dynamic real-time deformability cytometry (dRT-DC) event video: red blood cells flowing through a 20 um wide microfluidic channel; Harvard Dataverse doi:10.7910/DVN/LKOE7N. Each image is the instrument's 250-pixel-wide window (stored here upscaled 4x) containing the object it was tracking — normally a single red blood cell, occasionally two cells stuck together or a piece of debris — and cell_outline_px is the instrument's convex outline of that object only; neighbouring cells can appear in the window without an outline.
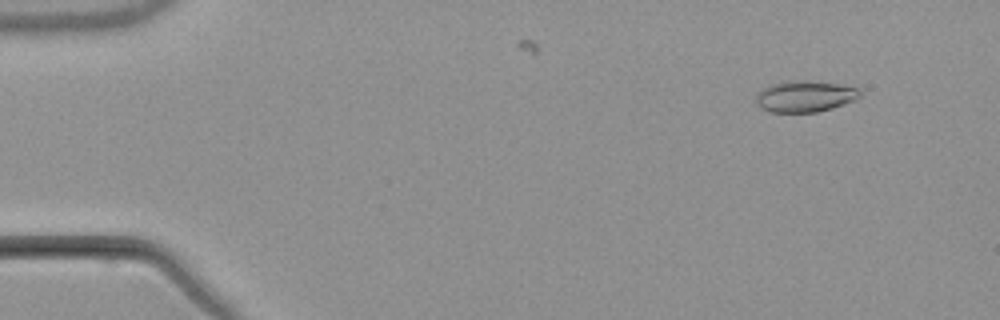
{"species": "common noctule bat (a hibernating species)", "species_latin": "Nyctalus noctula", "temperature_condition": "warm", "stored_images_in_passage": 6, "camera_frame_rate_fps": 3000, "um_per_image_px": 0.085, "animal": {"sex": "male", "body_mass_g": 21.5, "forearm_length_mm": 52.0}, "frame": {"image": 1, "passage_image": 2, "time_ms": 1.333, "image_size_px": [1000, 320], "cell_outline_px": [[860, 96], [856, 100], [832, 108], [816, 112], [768, 112], [760, 108], [756, 104], [756, 92], [772, 84], [796, 80], [804, 80], [844, 84], [860, 88]], "centroid_in_image_um": [68.43, 8.19], "position_along_channel_um": 16.6, "area_um2": 19.19}}
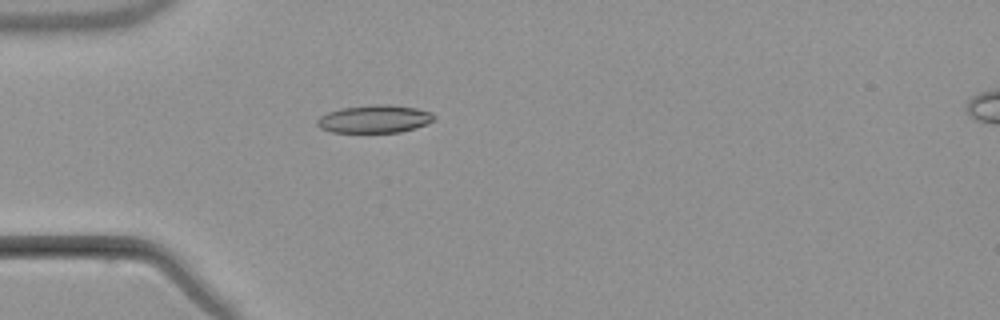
{"frame": {"image": 2, "passage_image": 5, "time_ms": 5.0, "image_size_px": [1000, 320], "cell_outline_px": [[436, 116], [432, 120], [416, 128], [400, 132], [332, 132], [320, 128], [316, 124], [316, 120], [320, 116], [328, 112], [340, 108], [376, 104], [388, 104], [416, 108], [432, 112]], "centroid_in_image_um": [31.81, 10.1], "position_along_channel_um": 53.2, "area_um2": 18.96}}